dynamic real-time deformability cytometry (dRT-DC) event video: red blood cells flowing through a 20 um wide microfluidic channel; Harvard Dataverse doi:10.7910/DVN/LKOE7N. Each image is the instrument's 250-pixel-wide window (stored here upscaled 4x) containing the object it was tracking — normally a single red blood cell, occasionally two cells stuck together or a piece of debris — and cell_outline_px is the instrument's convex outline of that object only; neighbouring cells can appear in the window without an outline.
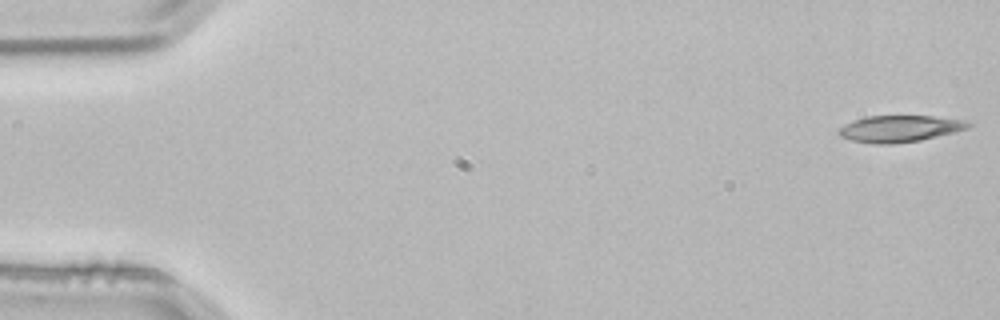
{"species": "common noctule bat (a hibernating species)", "species_latin": "Nyctalus noctula", "temperature_condition": "room temperature", "stored_images_in_passage": 4, "camera_frame_rate_fps": 3000, "um_per_image_px": 0.085, "animal": {"sex": "male", "body_mass_g": 21.5, "forearm_length_mm": 52.0}, "frame": {"image": 1, "passage_image": 1, "time_ms": 0.0, "image_size_px": [1000, 320], "cell_outline_px": [[976, 124], [968, 128], [920, 140], [892, 144], [872, 144], [852, 140], [840, 136], [836, 132], [844, 124], [868, 116], [932, 116], [964, 120]], "centroid_in_image_um": [76.47, 10.94], "position_along_channel_um": 8.5, "area_um2": 19.94}}
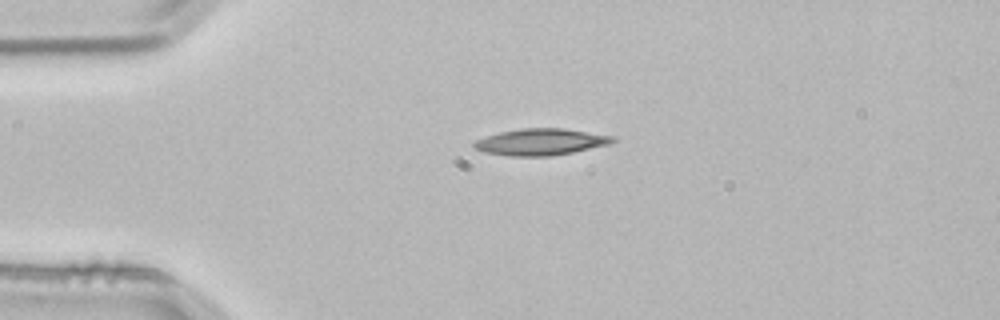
{"frame": {"image": 2, "passage_image": 3, "time_ms": 0.667, "image_size_px": [1000, 320], "cell_outline_px": [[616, 140], [608, 144], [572, 152], [548, 156], [508, 156], [484, 152], [472, 148], [472, 144], [476, 140], [500, 132], [520, 128], [564, 128], [616, 136]], "centroid_in_image_um": [45.95, 12.06], "position_along_channel_um": 39.1, "area_um2": 21.44}}
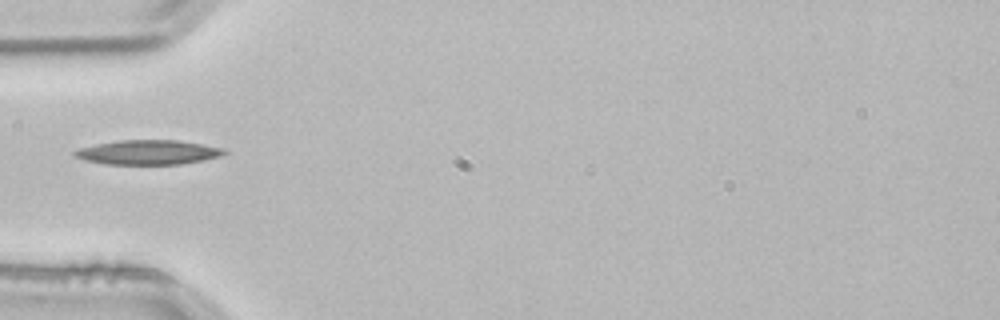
{"frame": {"image": 3, "passage_image": 4, "time_ms": 1.0, "image_size_px": [1000, 320], "cell_outline_px": [[228, 152], [220, 156], [180, 164], [104, 164], [84, 160], [72, 156], [72, 152], [80, 148], [96, 144], [120, 140], [176, 140], [200, 144], [220, 148]], "centroid_in_image_um": [12.5, 12.95], "position_along_channel_um": 72.5, "area_um2": 21.1}}